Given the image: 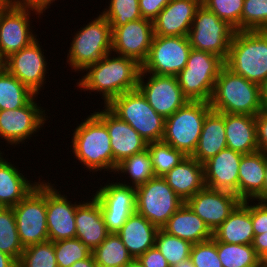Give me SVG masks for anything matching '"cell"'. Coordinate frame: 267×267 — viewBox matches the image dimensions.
<instances>
[{
	"label": "cell",
	"instance_id": "22",
	"mask_svg": "<svg viewBox=\"0 0 267 267\" xmlns=\"http://www.w3.org/2000/svg\"><path fill=\"white\" fill-rule=\"evenodd\" d=\"M201 0H171L153 20L154 35L188 36Z\"/></svg>",
	"mask_w": 267,
	"mask_h": 267
},
{
	"label": "cell",
	"instance_id": "36",
	"mask_svg": "<svg viewBox=\"0 0 267 267\" xmlns=\"http://www.w3.org/2000/svg\"><path fill=\"white\" fill-rule=\"evenodd\" d=\"M217 252L223 267H261V258L252 244H228L217 241Z\"/></svg>",
	"mask_w": 267,
	"mask_h": 267
},
{
	"label": "cell",
	"instance_id": "51",
	"mask_svg": "<svg viewBox=\"0 0 267 267\" xmlns=\"http://www.w3.org/2000/svg\"><path fill=\"white\" fill-rule=\"evenodd\" d=\"M252 246L255 249L256 254L262 258L264 254L267 253V232L260 235H254Z\"/></svg>",
	"mask_w": 267,
	"mask_h": 267
},
{
	"label": "cell",
	"instance_id": "19",
	"mask_svg": "<svg viewBox=\"0 0 267 267\" xmlns=\"http://www.w3.org/2000/svg\"><path fill=\"white\" fill-rule=\"evenodd\" d=\"M241 202L235 193L204 187L185 203L213 232Z\"/></svg>",
	"mask_w": 267,
	"mask_h": 267
},
{
	"label": "cell",
	"instance_id": "21",
	"mask_svg": "<svg viewBox=\"0 0 267 267\" xmlns=\"http://www.w3.org/2000/svg\"><path fill=\"white\" fill-rule=\"evenodd\" d=\"M94 114L106 125L113 152L118 164L123 159L147 149V142L125 121L116 116L106 105Z\"/></svg>",
	"mask_w": 267,
	"mask_h": 267
},
{
	"label": "cell",
	"instance_id": "48",
	"mask_svg": "<svg viewBox=\"0 0 267 267\" xmlns=\"http://www.w3.org/2000/svg\"><path fill=\"white\" fill-rule=\"evenodd\" d=\"M256 133L259 151L267 154V109H263L256 116Z\"/></svg>",
	"mask_w": 267,
	"mask_h": 267
},
{
	"label": "cell",
	"instance_id": "54",
	"mask_svg": "<svg viewBox=\"0 0 267 267\" xmlns=\"http://www.w3.org/2000/svg\"><path fill=\"white\" fill-rule=\"evenodd\" d=\"M260 96L263 108L267 109V77L260 84Z\"/></svg>",
	"mask_w": 267,
	"mask_h": 267
},
{
	"label": "cell",
	"instance_id": "6",
	"mask_svg": "<svg viewBox=\"0 0 267 267\" xmlns=\"http://www.w3.org/2000/svg\"><path fill=\"white\" fill-rule=\"evenodd\" d=\"M224 65L221 57L192 48L186 66L176 75L183 95L189 101L210 102Z\"/></svg>",
	"mask_w": 267,
	"mask_h": 267
},
{
	"label": "cell",
	"instance_id": "44",
	"mask_svg": "<svg viewBox=\"0 0 267 267\" xmlns=\"http://www.w3.org/2000/svg\"><path fill=\"white\" fill-rule=\"evenodd\" d=\"M202 5L227 21L236 31H241L244 0H202Z\"/></svg>",
	"mask_w": 267,
	"mask_h": 267
},
{
	"label": "cell",
	"instance_id": "12",
	"mask_svg": "<svg viewBox=\"0 0 267 267\" xmlns=\"http://www.w3.org/2000/svg\"><path fill=\"white\" fill-rule=\"evenodd\" d=\"M192 50L188 36L154 35L141 71L156 75L176 76L186 66Z\"/></svg>",
	"mask_w": 267,
	"mask_h": 267
},
{
	"label": "cell",
	"instance_id": "34",
	"mask_svg": "<svg viewBox=\"0 0 267 267\" xmlns=\"http://www.w3.org/2000/svg\"><path fill=\"white\" fill-rule=\"evenodd\" d=\"M92 254L102 267H125L133 259L117 233H109Z\"/></svg>",
	"mask_w": 267,
	"mask_h": 267
},
{
	"label": "cell",
	"instance_id": "43",
	"mask_svg": "<svg viewBox=\"0 0 267 267\" xmlns=\"http://www.w3.org/2000/svg\"><path fill=\"white\" fill-rule=\"evenodd\" d=\"M267 30V0H244L241 31Z\"/></svg>",
	"mask_w": 267,
	"mask_h": 267
},
{
	"label": "cell",
	"instance_id": "11",
	"mask_svg": "<svg viewBox=\"0 0 267 267\" xmlns=\"http://www.w3.org/2000/svg\"><path fill=\"white\" fill-rule=\"evenodd\" d=\"M136 189V212L161 229L184 201L163 177H154Z\"/></svg>",
	"mask_w": 267,
	"mask_h": 267
},
{
	"label": "cell",
	"instance_id": "5",
	"mask_svg": "<svg viewBox=\"0 0 267 267\" xmlns=\"http://www.w3.org/2000/svg\"><path fill=\"white\" fill-rule=\"evenodd\" d=\"M106 106L127 122L145 142L162 141L165 119L149 105L138 88L113 98Z\"/></svg>",
	"mask_w": 267,
	"mask_h": 267
},
{
	"label": "cell",
	"instance_id": "58",
	"mask_svg": "<svg viewBox=\"0 0 267 267\" xmlns=\"http://www.w3.org/2000/svg\"><path fill=\"white\" fill-rule=\"evenodd\" d=\"M125 267H143L138 258H133Z\"/></svg>",
	"mask_w": 267,
	"mask_h": 267
},
{
	"label": "cell",
	"instance_id": "40",
	"mask_svg": "<svg viewBox=\"0 0 267 267\" xmlns=\"http://www.w3.org/2000/svg\"><path fill=\"white\" fill-rule=\"evenodd\" d=\"M18 267H58L54 242L48 240L25 247L18 261Z\"/></svg>",
	"mask_w": 267,
	"mask_h": 267
},
{
	"label": "cell",
	"instance_id": "41",
	"mask_svg": "<svg viewBox=\"0 0 267 267\" xmlns=\"http://www.w3.org/2000/svg\"><path fill=\"white\" fill-rule=\"evenodd\" d=\"M109 1L108 8L104 9L101 15L109 22L111 27H119L129 21L142 18L138 0Z\"/></svg>",
	"mask_w": 267,
	"mask_h": 267
},
{
	"label": "cell",
	"instance_id": "37",
	"mask_svg": "<svg viewBox=\"0 0 267 267\" xmlns=\"http://www.w3.org/2000/svg\"><path fill=\"white\" fill-rule=\"evenodd\" d=\"M24 249L17 231L13 208L3 207L0 210V251L18 262Z\"/></svg>",
	"mask_w": 267,
	"mask_h": 267
},
{
	"label": "cell",
	"instance_id": "46",
	"mask_svg": "<svg viewBox=\"0 0 267 267\" xmlns=\"http://www.w3.org/2000/svg\"><path fill=\"white\" fill-rule=\"evenodd\" d=\"M256 204V205H255ZM252 204V224L255 235L267 232V203Z\"/></svg>",
	"mask_w": 267,
	"mask_h": 267
},
{
	"label": "cell",
	"instance_id": "35",
	"mask_svg": "<svg viewBox=\"0 0 267 267\" xmlns=\"http://www.w3.org/2000/svg\"><path fill=\"white\" fill-rule=\"evenodd\" d=\"M129 175L132 184L126 182H119L124 185H129L131 187L137 188L148 182L150 179L155 177L153 165L151 162V157L149 150L134 154L130 157L123 159L118 163L114 173ZM120 172V173H119Z\"/></svg>",
	"mask_w": 267,
	"mask_h": 267
},
{
	"label": "cell",
	"instance_id": "31",
	"mask_svg": "<svg viewBox=\"0 0 267 267\" xmlns=\"http://www.w3.org/2000/svg\"><path fill=\"white\" fill-rule=\"evenodd\" d=\"M224 113L211 110L205 117L197 148L192 155L203 164L227 148Z\"/></svg>",
	"mask_w": 267,
	"mask_h": 267
},
{
	"label": "cell",
	"instance_id": "55",
	"mask_svg": "<svg viewBox=\"0 0 267 267\" xmlns=\"http://www.w3.org/2000/svg\"><path fill=\"white\" fill-rule=\"evenodd\" d=\"M263 202L267 203V154L265 153V179L263 186Z\"/></svg>",
	"mask_w": 267,
	"mask_h": 267
},
{
	"label": "cell",
	"instance_id": "9",
	"mask_svg": "<svg viewBox=\"0 0 267 267\" xmlns=\"http://www.w3.org/2000/svg\"><path fill=\"white\" fill-rule=\"evenodd\" d=\"M236 30L204 5L197 9L188 39L192 48L227 59Z\"/></svg>",
	"mask_w": 267,
	"mask_h": 267
},
{
	"label": "cell",
	"instance_id": "56",
	"mask_svg": "<svg viewBox=\"0 0 267 267\" xmlns=\"http://www.w3.org/2000/svg\"><path fill=\"white\" fill-rule=\"evenodd\" d=\"M54 1L56 0H40V14L42 15Z\"/></svg>",
	"mask_w": 267,
	"mask_h": 267
},
{
	"label": "cell",
	"instance_id": "18",
	"mask_svg": "<svg viewBox=\"0 0 267 267\" xmlns=\"http://www.w3.org/2000/svg\"><path fill=\"white\" fill-rule=\"evenodd\" d=\"M33 11V12H31ZM40 13L29 8H13L7 6L0 11V54L6 59L11 54L28 46L37 37L33 34L30 15Z\"/></svg>",
	"mask_w": 267,
	"mask_h": 267
},
{
	"label": "cell",
	"instance_id": "47",
	"mask_svg": "<svg viewBox=\"0 0 267 267\" xmlns=\"http://www.w3.org/2000/svg\"><path fill=\"white\" fill-rule=\"evenodd\" d=\"M171 0H138L142 18L153 21Z\"/></svg>",
	"mask_w": 267,
	"mask_h": 267
},
{
	"label": "cell",
	"instance_id": "59",
	"mask_svg": "<svg viewBox=\"0 0 267 267\" xmlns=\"http://www.w3.org/2000/svg\"><path fill=\"white\" fill-rule=\"evenodd\" d=\"M261 267H267V253L261 258Z\"/></svg>",
	"mask_w": 267,
	"mask_h": 267
},
{
	"label": "cell",
	"instance_id": "20",
	"mask_svg": "<svg viewBox=\"0 0 267 267\" xmlns=\"http://www.w3.org/2000/svg\"><path fill=\"white\" fill-rule=\"evenodd\" d=\"M55 184L46 183V221L48 237L52 242L76 237L75 213L77 203L70 202Z\"/></svg>",
	"mask_w": 267,
	"mask_h": 267
},
{
	"label": "cell",
	"instance_id": "42",
	"mask_svg": "<svg viewBox=\"0 0 267 267\" xmlns=\"http://www.w3.org/2000/svg\"><path fill=\"white\" fill-rule=\"evenodd\" d=\"M54 252L58 267H70L76 261L86 259L92 254L76 237L54 242Z\"/></svg>",
	"mask_w": 267,
	"mask_h": 267
},
{
	"label": "cell",
	"instance_id": "52",
	"mask_svg": "<svg viewBox=\"0 0 267 267\" xmlns=\"http://www.w3.org/2000/svg\"><path fill=\"white\" fill-rule=\"evenodd\" d=\"M0 267H18V262L12 256L0 251Z\"/></svg>",
	"mask_w": 267,
	"mask_h": 267
},
{
	"label": "cell",
	"instance_id": "24",
	"mask_svg": "<svg viewBox=\"0 0 267 267\" xmlns=\"http://www.w3.org/2000/svg\"><path fill=\"white\" fill-rule=\"evenodd\" d=\"M91 201L79 202L75 213L76 238L91 251L107 237L106 224L98 200L92 195Z\"/></svg>",
	"mask_w": 267,
	"mask_h": 267
},
{
	"label": "cell",
	"instance_id": "38",
	"mask_svg": "<svg viewBox=\"0 0 267 267\" xmlns=\"http://www.w3.org/2000/svg\"><path fill=\"white\" fill-rule=\"evenodd\" d=\"M151 162L156 177H163L177 164L186 158V155L163 141L147 144Z\"/></svg>",
	"mask_w": 267,
	"mask_h": 267
},
{
	"label": "cell",
	"instance_id": "30",
	"mask_svg": "<svg viewBox=\"0 0 267 267\" xmlns=\"http://www.w3.org/2000/svg\"><path fill=\"white\" fill-rule=\"evenodd\" d=\"M162 229L166 233L187 240L192 244L213 238V232L185 202L168 219Z\"/></svg>",
	"mask_w": 267,
	"mask_h": 267
},
{
	"label": "cell",
	"instance_id": "60",
	"mask_svg": "<svg viewBox=\"0 0 267 267\" xmlns=\"http://www.w3.org/2000/svg\"><path fill=\"white\" fill-rule=\"evenodd\" d=\"M5 69V59L0 54V71Z\"/></svg>",
	"mask_w": 267,
	"mask_h": 267
},
{
	"label": "cell",
	"instance_id": "27",
	"mask_svg": "<svg viewBox=\"0 0 267 267\" xmlns=\"http://www.w3.org/2000/svg\"><path fill=\"white\" fill-rule=\"evenodd\" d=\"M163 178L184 202L206 186L203 164L192 156H186Z\"/></svg>",
	"mask_w": 267,
	"mask_h": 267
},
{
	"label": "cell",
	"instance_id": "7",
	"mask_svg": "<svg viewBox=\"0 0 267 267\" xmlns=\"http://www.w3.org/2000/svg\"><path fill=\"white\" fill-rule=\"evenodd\" d=\"M211 110L210 102L188 101L165 119L162 141L186 156H192L199 142L204 119Z\"/></svg>",
	"mask_w": 267,
	"mask_h": 267
},
{
	"label": "cell",
	"instance_id": "45",
	"mask_svg": "<svg viewBox=\"0 0 267 267\" xmlns=\"http://www.w3.org/2000/svg\"><path fill=\"white\" fill-rule=\"evenodd\" d=\"M190 258L195 267H223L218 257L217 241L213 238L193 244Z\"/></svg>",
	"mask_w": 267,
	"mask_h": 267
},
{
	"label": "cell",
	"instance_id": "1",
	"mask_svg": "<svg viewBox=\"0 0 267 267\" xmlns=\"http://www.w3.org/2000/svg\"><path fill=\"white\" fill-rule=\"evenodd\" d=\"M109 53L96 63L88 65L77 82V87L85 91L102 94L104 105L121 94L137 89L141 64L130 57Z\"/></svg>",
	"mask_w": 267,
	"mask_h": 267
},
{
	"label": "cell",
	"instance_id": "3",
	"mask_svg": "<svg viewBox=\"0 0 267 267\" xmlns=\"http://www.w3.org/2000/svg\"><path fill=\"white\" fill-rule=\"evenodd\" d=\"M210 106L219 113L256 116L264 109L260 85L235 74L224 65L216 79Z\"/></svg>",
	"mask_w": 267,
	"mask_h": 267
},
{
	"label": "cell",
	"instance_id": "57",
	"mask_svg": "<svg viewBox=\"0 0 267 267\" xmlns=\"http://www.w3.org/2000/svg\"><path fill=\"white\" fill-rule=\"evenodd\" d=\"M173 267H195L191 258H188L184 261L179 262L177 265H174Z\"/></svg>",
	"mask_w": 267,
	"mask_h": 267
},
{
	"label": "cell",
	"instance_id": "10",
	"mask_svg": "<svg viewBox=\"0 0 267 267\" xmlns=\"http://www.w3.org/2000/svg\"><path fill=\"white\" fill-rule=\"evenodd\" d=\"M17 231L23 247L49 240L46 221V182L41 181L13 206Z\"/></svg>",
	"mask_w": 267,
	"mask_h": 267
},
{
	"label": "cell",
	"instance_id": "23",
	"mask_svg": "<svg viewBox=\"0 0 267 267\" xmlns=\"http://www.w3.org/2000/svg\"><path fill=\"white\" fill-rule=\"evenodd\" d=\"M242 153L226 148L203 163L206 187L238 196L239 164Z\"/></svg>",
	"mask_w": 267,
	"mask_h": 267
},
{
	"label": "cell",
	"instance_id": "39",
	"mask_svg": "<svg viewBox=\"0 0 267 267\" xmlns=\"http://www.w3.org/2000/svg\"><path fill=\"white\" fill-rule=\"evenodd\" d=\"M192 246L191 242L166 233L162 228L157 232L155 247L165 257L170 267L190 258Z\"/></svg>",
	"mask_w": 267,
	"mask_h": 267
},
{
	"label": "cell",
	"instance_id": "50",
	"mask_svg": "<svg viewBox=\"0 0 267 267\" xmlns=\"http://www.w3.org/2000/svg\"><path fill=\"white\" fill-rule=\"evenodd\" d=\"M7 5L13 8H29L40 13V0H6Z\"/></svg>",
	"mask_w": 267,
	"mask_h": 267
},
{
	"label": "cell",
	"instance_id": "53",
	"mask_svg": "<svg viewBox=\"0 0 267 267\" xmlns=\"http://www.w3.org/2000/svg\"><path fill=\"white\" fill-rule=\"evenodd\" d=\"M70 267H98L95 262L93 254H91L88 258L76 261Z\"/></svg>",
	"mask_w": 267,
	"mask_h": 267
},
{
	"label": "cell",
	"instance_id": "32",
	"mask_svg": "<svg viewBox=\"0 0 267 267\" xmlns=\"http://www.w3.org/2000/svg\"><path fill=\"white\" fill-rule=\"evenodd\" d=\"M16 167L8 162V158L4 159L3 154L0 156V204L3 207L17 205L41 181L40 179L38 182L28 180Z\"/></svg>",
	"mask_w": 267,
	"mask_h": 267
},
{
	"label": "cell",
	"instance_id": "17",
	"mask_svg": "<svg viewBox=\"0 0 267 267\" xmlns=\"http://www.w3.org/2000/svg\"><path fill=\"white\" fill-rule=\"evenodd\" d=\"M112 28V54L146 60L154 37L153 21L141 18Z\"/></svg>",
	"mask_w": 267,
	"mask_h": 267
},
{
	"label": "cell",
	"instance_id": "15",
	"mask_svg": "<svg viewBox=\"0 0 267 267\" xmlns=\"http://www.w3.org/2000/svg\"><path fill=\"white\" fill-rule=\"evenodd\" d=\"M146 76H149L148 80L144 81ZM137 88L145 96L149 105L164 119L189 101L183 95L176 76L156 75L141 71Z\"/></svg>",
	"mask_w": 267,
	"mask_h": 267
},
{
	"label": "cell",
	"instance_id": "16",
	"mask_svg": "<svg viewBox=\"0 0 267 267\" xmlns=\"http://www.w3.org/2000/svg\"><path fill=\"white\" fill-rule=\"evenodd\" d=\"M36 38L28 46L5 59V69L38 95L46 84L47 59ZM45 83V84H44Z\"/></svg>",
	"mask_w": 267,
	"mask_h": 267
},
{
	"label": "cell",
	"instance_id": "28",
	"mask_svg": "<svg viewBox=\"0 0 267 267\" xmlns=\"http://www.w3.org/2000/svg\"><path fill=\"white\" fill-rule=\"evenodd\" d=\"M227 148L239 153L259 151L255 116L224 113Z\"/></svg>",
	"mask_w": 267,
	"mask_h": 267
},
{
	"label": "cell",
	"instance_id": "61",
	"mask_svg": "<svg viewBox=\"0 0 267 267\" xmlns=\"http://www.w3.org/2000/svg\"><path fill=\"white\" fill-rule=\"evenodd\" d=\"M7 2L6 0H0V11H2L3 9H5L7 7Z\"/></svg>",
	"mask_w": 267,
	"mask_h": 267
},
{
	"label": "cell",
	"instance_id": "13",
	"mask_svg": "<svg viewBox=\"0 0 267 267\" xmlns=\"http://www.w3.org/2000/svg\"><path fill=\"white\" fill-rule=\"evenodd\" d=\"M35 97H38V95L34 96L23 107L0 111V137L7 144H14L15 147L24 143L26 139L39 132L46 123L48 118L45 113L46 110H43V107L41 108Z\"/></svg>",
	"mask_w": 267,
	"mask_h": 267
},
{
	"label": "cell",
	"instance_id": "8",
	"mask_svg": "<svg viewBox=\"0 0 267 267\" xmlns=\"http://www.w3.org/2000/svg\"><path fill=\"white\" fill-rule=\"evenodd\" d=\"M79 30L74 33L66 61L75 72L112 53V28L101 14Z\"/></svg>",
	"mask_w": 267,
	"mask_h": 267
},
{
	"label": "cell",
	"instance_id": "26",
	"mask_svg": "<svg viewBox=\"0 0 267 267\" xmlns=\"http://www.w3.org/2000/svg\"><path fill=\"white\" fill-rule=\"evenodd\" d=\"M265 153L257 151L242 155L239 164L238 198L241 201L263 202Z\"/></svg>",
	"mask_w": 267,
	"mask_h": 267
},
{
	"label": "cell",
	"instance_id": "4",
	"mask_svg": "<svg viewBox=\"0 0 267 267\" xmlns=\"http://www.w3.org/2000/svg\"><path fill=\"white\" fill-rule=\"evenodd\" d=\"M225 66L260 85L267 77V30L236 31Z\"/></svg>",
	"mask_w": 267,
	"mask_h": 267
},
{
	"label": "cell",
	"instance_id": "25",
	"mask_svg": "<svg viewBox=\"0 0 267 267\" xmlns=\"http://www.w3.org/2000/svg\"><path fill=\"white\" fill-rule=\"evenodd\" d=\"M250 202V200L241 201L229 217L213 231L215 241L228 244L253 243L255 234L252 224V203Z\"/></svg>",
	"mask_w": 267,
	"mask_h": 267
},
{
	"label": "cell",
	"instance_id": "29",
	"mask_svg": "<svg viewBox=\"0 0 267 267\" xmlns=\"http://www.w3.org/2000/svg\"><path fill=\"white\" fill-rule=\"evenodd\" d=\"M159 228L141 214L134 212L117 232L128 253L138 258L148 249L155 246Z\"/></svg>",
	"mask_w": 267,
	"mask_h": 267
},
{
	"label": "cell",
	"instance_id": "33",
	"mask_svg": "<svg viewBox=\"0 0 267 267\" xmlns=\"http://www.w3.org/2000/svg\"><path fill=\"white\" fill-rule=\"evenodd\" d=\"M34 96L36 95L6 69L0 71V111L23 107Z\"/></svg>",
	"mask_w": 267,
	"mask_h": 267
},
{
	"label": "cell",
	"instance_id": "2",
	"mask_svg": "<svg viewBox=\"0 0 267 267\" xmlns=\"http://www.w3.org/2000/svg\"><path fill=\"white\" fill-rule=\"evenodd\" d=\"M90 114L73 132L72 152L90 172H114L118 164L113 159L107 127L94 113Z\"/></svg>",
	"mask_w": 267,
	"mask_h": 267
},
{
	"label": "cell",
	"instance_id": "49",
	"mask_svg": "<svg viewBox=\"0 0 267 267\" xmlns=\"http://www.w3.org/2000/svg\"><path fill=\"white\" fill-rule=\"evenodd\" d=\"M138 259L143 267H170L165 257L155 246L140 255Z\"/></svg>",
	"mask_w": 267,
	"mask_h": 267
},
{
	"label": "cell",
	"instance_id": "14",
	"mask_svg": "<svg viewBox=\"0 0 267 267\" xmlns=\"http://www.w3.org/2000/svg\"><path fill=\"white\" fill-rule=\"evenodd\" d=\"M93 194L99 202L109 233H117L127 219L136 212V189L134 187L119 182H109L100 186Z\"/></svg>",
	"mask_w": 267,
	"mask_h": 267
}]
</instances>
